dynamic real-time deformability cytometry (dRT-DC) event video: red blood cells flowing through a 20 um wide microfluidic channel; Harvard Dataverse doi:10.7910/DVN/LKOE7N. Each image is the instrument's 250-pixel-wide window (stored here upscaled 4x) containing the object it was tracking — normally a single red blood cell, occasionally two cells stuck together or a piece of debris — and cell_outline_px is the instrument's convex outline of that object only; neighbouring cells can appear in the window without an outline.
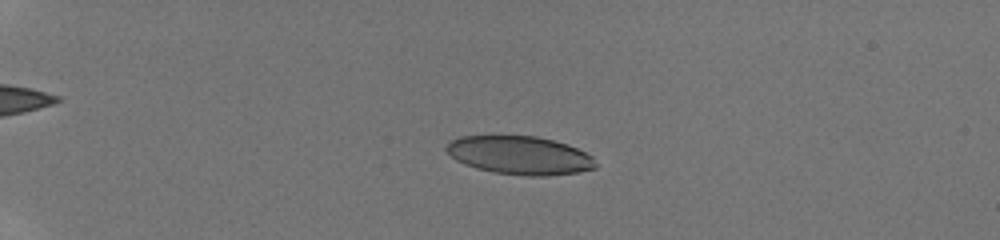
{"species": "human", "species_latin": "Homo sapiens", "temperature_condition": "room temperature", "stored_images_in_passage": 52, "camera_frame_rate_fps": 3000, "um_per_image_px": 0.085, "donor": {"sex": "male"}, "frame": {"image": 1, "passage_image": 23, "time_ms": 5.0, "image_size_px": [1000, 240], "cell_outline_px": [[596, 168], [576, 172], [548, 176], [528, 176], [496, 172], [476, 168], [464, 164], [456, 160], [444, 148], [452, 140], [460, 136], [536, 136], [568, 144], [592, 156], [596, 164]], "centroid_in_image_um": [44.18, 13.2], "position_along_channel_um": 40.8, "area_um2": 33.12}}
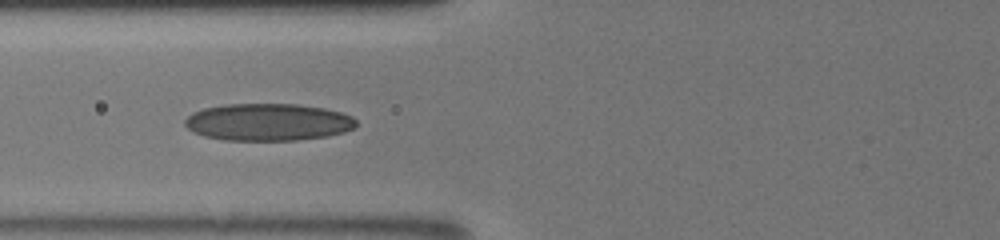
{"frame": {"image": 2, "passage_image": 38, "time_ms": 8.333, "image_size_px": [1000, 240], "cell_outline_px": [[356, 124], [352, 128], [344, 132], [328, 136], [296, 140], [224, 140], [204, 136], [192, 132], [184, 124], [184, 120], [192, 112], [204, 108], [224, 104], [296, 104], [324, 108], [340, 112], [352, 116], [356, 120]], "centroid_in_image_um": [22.76, 10.38], "position_along_channel_um": 103.0, "area_um2": 37.22}}
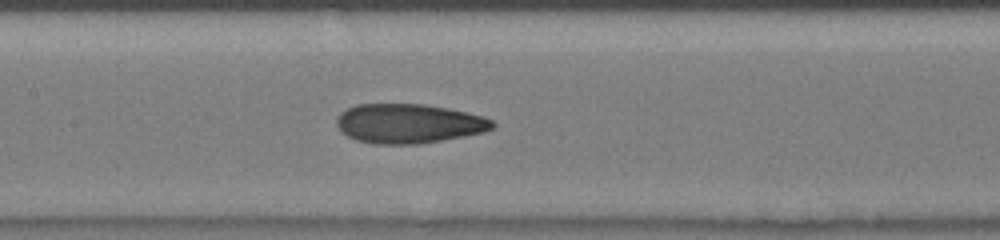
{"frame": {"image": 3, "passage_image": 46, "time_ms": 10.0, "image_size_px": [1000, 240], "cell_outline_px": [[496, 124], [492, 128], [484, 132], [464, 136], [420, 144], [372, 144], [356, 140], [340, 132], [336, 124], [336, 120], [340, 112], [356, 104], [424, 104], [448, 108], [484, 116], [492, 120]], "centroid_in_image_um": [34.72, 10.5], "position_along_channel_um": 172.7, "area_um2": 36.01}}